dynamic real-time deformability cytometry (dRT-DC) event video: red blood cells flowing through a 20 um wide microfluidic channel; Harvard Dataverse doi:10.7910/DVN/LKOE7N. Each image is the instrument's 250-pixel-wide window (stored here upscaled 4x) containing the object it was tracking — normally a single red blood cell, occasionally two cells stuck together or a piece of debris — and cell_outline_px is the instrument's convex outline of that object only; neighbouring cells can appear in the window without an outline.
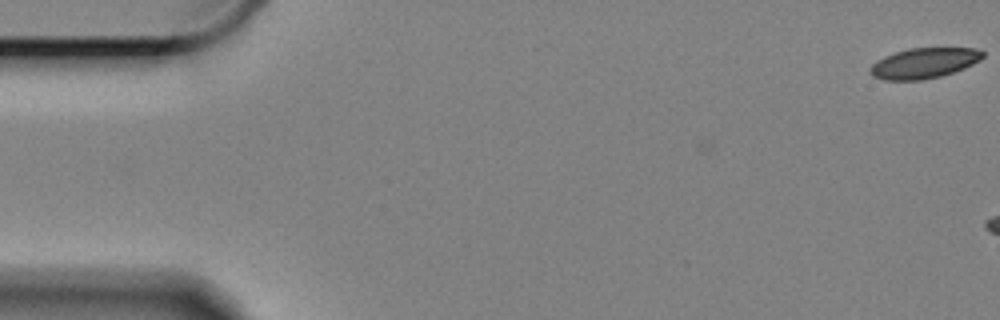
{"species": "Egyptian fruit bat (a non-hibernating species)", "species_latin": "Rousettus aegyptiacus", "temperature_condition": "cold", "stored_images_in_passage": 2, "camera_frame_rate_fps": 3000, "um_per_image_px": 0.085, "animal": {"sex": "female"}, "frame": {"image": 1, "passage_image": 2, "time_ms": 0.333, "image_size_px": [1000, 320], "cell_outline_px": [[984, 56], [980, 60], [964, 68], [940, 76], [920, 80], [884, 80], [872, 76], [868, 72], [868, 68], [876, 60], [884, 56], [908, 48], [976, 48], [984, 52]], "centroid_in_image_um": [78.5, 5.36], "position_along_channel_um": 6.5, "area_um2": 20.0}}